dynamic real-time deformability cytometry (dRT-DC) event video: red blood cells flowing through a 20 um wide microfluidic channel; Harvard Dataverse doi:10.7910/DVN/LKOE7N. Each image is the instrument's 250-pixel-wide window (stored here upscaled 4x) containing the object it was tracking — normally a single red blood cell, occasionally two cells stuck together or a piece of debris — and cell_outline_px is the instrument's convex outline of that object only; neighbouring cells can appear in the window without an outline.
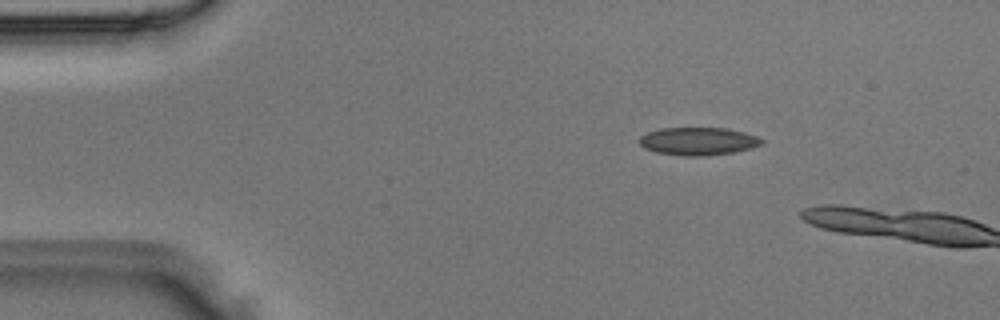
{"species": "Egyptian fruit bat (a non-hibernating species)", "species_latin": "Rousettus aegyptiacus", "temperature_condition": "room temperature", "stored_images_in_passage": 9, "camera_frame_rate_fps": 3000, "um_per_image_px": 0.085, "animal": {"sex": "male"}, "frame": {"image": 1, "passage_image": 7, "time_ms": 2.0, "image_size_px": [1000, 320], "cell_outline_px": [[764, 144], [752, 148], [732, 152], [704, 156], [680, 156], [656, 152], [644, 148], [640, 144], [640, 136], [648, 132], [660, 128], [728, 128], [744, 132], [756, 136], [764, 140]], "centroid_in_image_um": [59.36, 12.01], "position_along_channel_um": 25.6, "area_um2": 19.94}}